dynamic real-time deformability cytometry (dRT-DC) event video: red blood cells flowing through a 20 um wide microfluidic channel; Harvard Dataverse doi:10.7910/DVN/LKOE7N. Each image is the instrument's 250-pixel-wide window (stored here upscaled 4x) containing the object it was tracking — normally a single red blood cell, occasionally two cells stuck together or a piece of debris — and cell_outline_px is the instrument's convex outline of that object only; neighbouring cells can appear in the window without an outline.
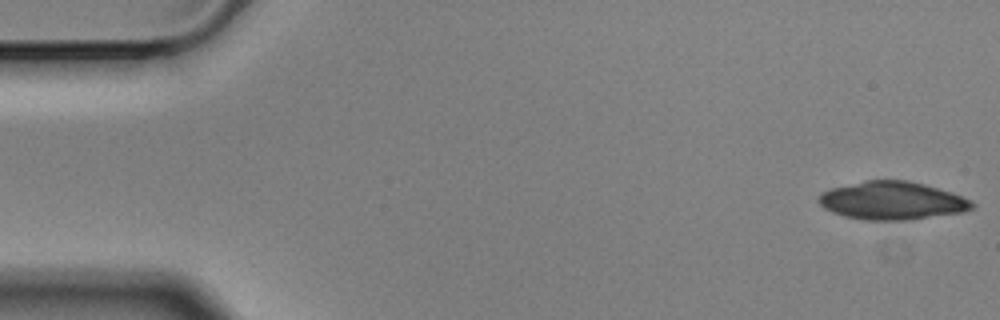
{"species": "Egyptian fruit bat (a non-hibernating species)", "species_latin": "Rousettus aegyptiacus", "temperature_condition": "cold", "stored_images_in_passage": 6, "camera_frame_rate_fps": 3000, "um_per_image_px": 0.085, "animal": {"sex": "male"}, "frame": {"image": 1, "passage_image": 1, "time_ms": 0.0, "image_size_px": [1000, 320], "cell_outline_px": [[976, 208], [964, 212], [912, 220], [864, 220], [844, 216], [832, 212], [824, 208], [816, 200], [820, 192], [832, 188], [864, 180], [908, 180], [924, 184], [952, 192], [972, 200], [976, 204]], "centroid_in_image_um": [75.86, 17.06], "position_along_channel_um": 9.1, "area_um2": 34.51}}